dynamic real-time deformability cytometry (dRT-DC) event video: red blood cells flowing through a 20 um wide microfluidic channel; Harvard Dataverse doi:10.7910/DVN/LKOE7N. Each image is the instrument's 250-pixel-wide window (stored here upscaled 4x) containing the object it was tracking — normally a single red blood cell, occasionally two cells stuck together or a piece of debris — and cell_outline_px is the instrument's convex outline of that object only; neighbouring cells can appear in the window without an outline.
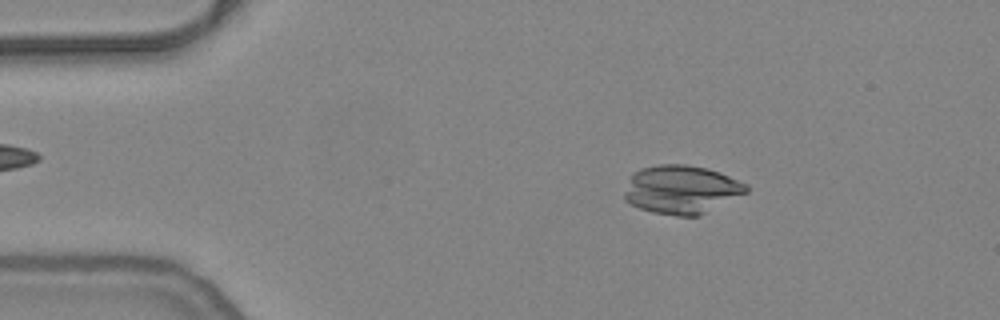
{"species": "common noctule bat (a hibernating species)", "species_latin": "Nyctalus noctula", "temperature_condition": "warm", "stored_images_in_passage": 53, "camera_frame_rate_fps": 3000, "um_per_image_px": 0.085, "animal": {"sex": "female", "body_mass_g": 24.6, "forearm_length_mm": 56.2}, "frame": {"image": 1, "passage_image": 8, "time_ms": 2.333, "image_size_px": [1000, 320], "cell_outline_px": [[748, 192], [696, 216], [676, 216], [652, 212], [640, 208], [624, 200], [624, 192], [632, 172], [640, 168], [660, 164], [684, 164], [708, 168], [720, 172], [748, 184]], "centroid_in_image_um": [57.9, 16.09], "position_along_channel_um": 27.1, "area_um2": 34.45}}
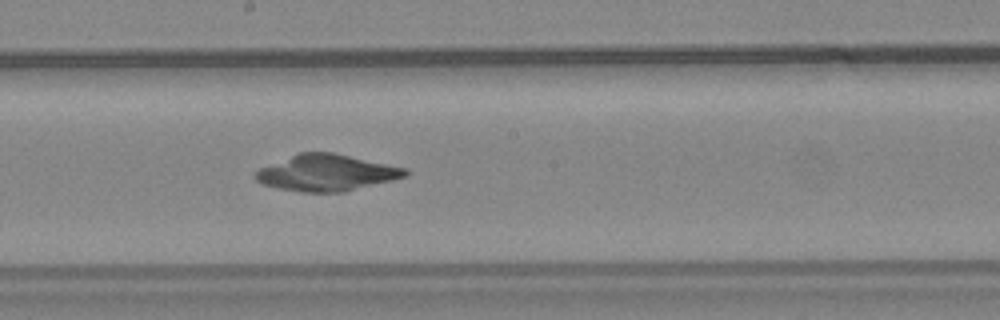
{"frame": {"image": 2, "passage_image": 28, "time_ms": 9.0, "image_size_px": [1000, 320], "cell_outline_px": [[408, 176], [344, 192], [300, 192], [276, 188], [264, 184], [256, 180], [252, 176], [260, 168], [300, 152], [332, 152], [408, 168]], "centroid_in_image_um": [27.77, 14.69], "position_along_channel_um": 220.4, "area_um2": 31.67}}
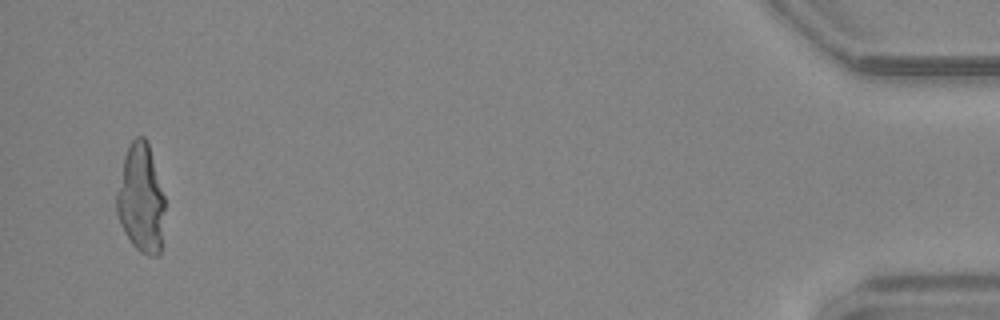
{"frame": {"image": 3, "passage_image": 51, "time_ms": 16.667, "image_size_px": [1000, 320], "cell_outline_px": [[164, 208], [160, 256], [148, 256], [140, 252], [132, 244], [124, 232], [120, 224], [116, 212], [116, 192], [124, 156], [132, 140], [136, 136], [144, 136], [148, 140], [164, 196]], "centroid_in_image_um": [11.97, 16.88], "position_along_channel_um": 423.2, "area_um2": 30.69}}